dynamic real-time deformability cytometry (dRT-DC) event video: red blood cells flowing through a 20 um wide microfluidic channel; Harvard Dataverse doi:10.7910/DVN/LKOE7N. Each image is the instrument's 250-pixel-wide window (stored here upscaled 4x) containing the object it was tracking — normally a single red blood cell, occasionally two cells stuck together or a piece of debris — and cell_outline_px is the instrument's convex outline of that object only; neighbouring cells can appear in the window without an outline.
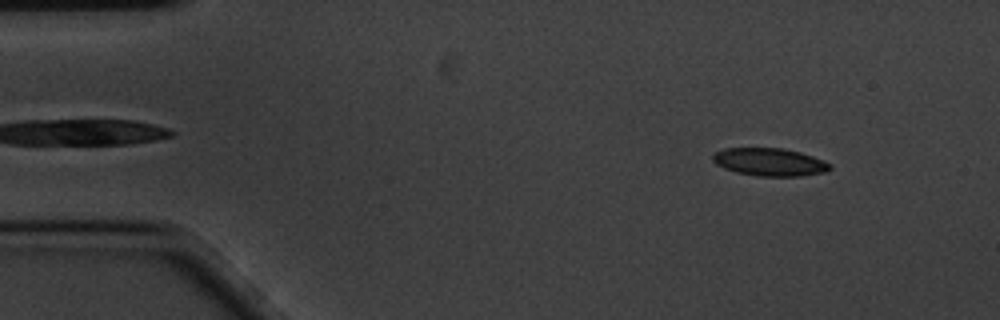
{"species": "common noctule bat (a hibernating species)", "species_latin": "Nyctalus noctula", "temperature_condition": "cold", "stored_images_in_passage": 57, "camera_frame_rate_fps": 3000, "um_per_image_px": 0.085, "animal": {"sex": "male", "body_mass_g": 20.1, "forearm_length_mm": 53.5}, "frame": {"image": 1, "passage_image": 6, "time_ms": 1.667, "image_size_px": [1000, 320], "cell_outline_px": [[832, 168], [824, 172], [800, 176], [756, 176], [736, 172], [724, 168], [716, 164], [712, 160], [712, 156], [716, 152], [724, 148], [780, 148], [800, 152], [824, 160], [832, 164]], "centroid_in_image_um": [65.42, 13.77], "position_along_channel_um": 19.6, "area_um2": 19.02}}
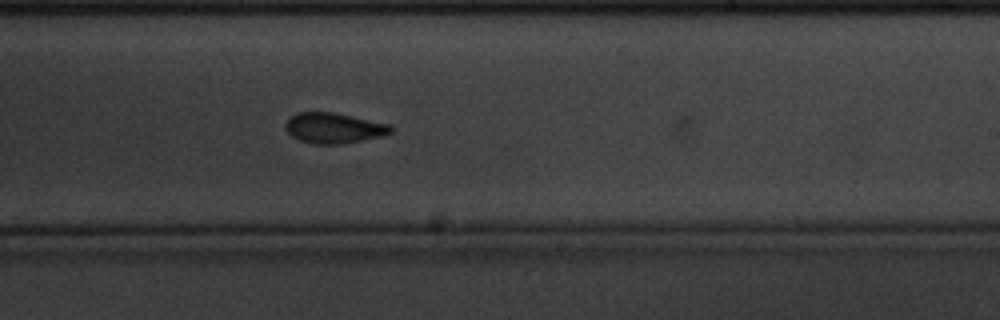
{"frame": {"image": 2, "passage_image": 34, "time_ms": 11.0, "image_size_px": [1000, 320], "cell_outline_px": [[392, 132], [380, 136], [340, 144], [316, 144], [300, 140], [292, 136], [284, 128], [284, 124], [288, 116], [296, 112], [332, 112], [392, 124]], "centroid_in_image_um": [28.33, 10.86], "position_along_channel_um": 260.7, "area_um2": 18.73}}
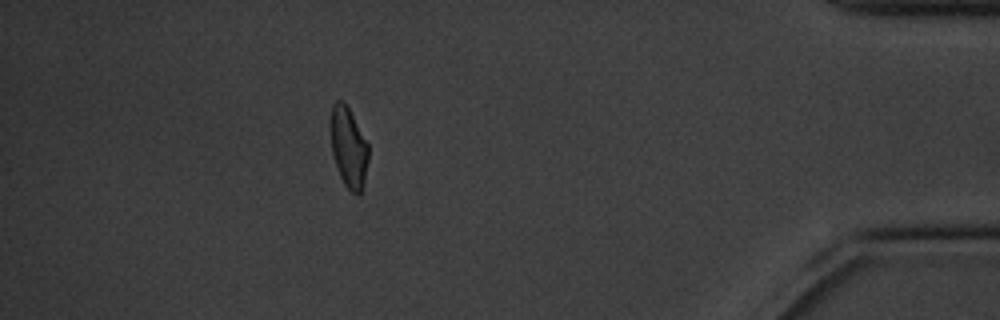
{"frame": {"image": 3, "passage_image": 51, "time_ms": 16.667, "image_size_px": [1000, 320], "cell_outline_px": [[368, 160], [364, 184], [360, 192], [356, 196], [344, 184], [336, 168], [332, 152], [332, 104], [336, 100], [344, 100], [368, 144]], "centroid_in_image_um": [29.64, 12.56], "position_along_channel_um": 405.6, "area_um2": 17.4}, "authors_computed_cell_mechanics": {"area_um2": 18.785, "velocity_mm_per_s": 3.428, "shape_relaxation_time_tau1_ms": 3.1953, "shape_relaxation_time_tau2_ms": 3.2002, "deformation_change_tau1": 0.0932, "deformation_change_tau2": 0.0857}}